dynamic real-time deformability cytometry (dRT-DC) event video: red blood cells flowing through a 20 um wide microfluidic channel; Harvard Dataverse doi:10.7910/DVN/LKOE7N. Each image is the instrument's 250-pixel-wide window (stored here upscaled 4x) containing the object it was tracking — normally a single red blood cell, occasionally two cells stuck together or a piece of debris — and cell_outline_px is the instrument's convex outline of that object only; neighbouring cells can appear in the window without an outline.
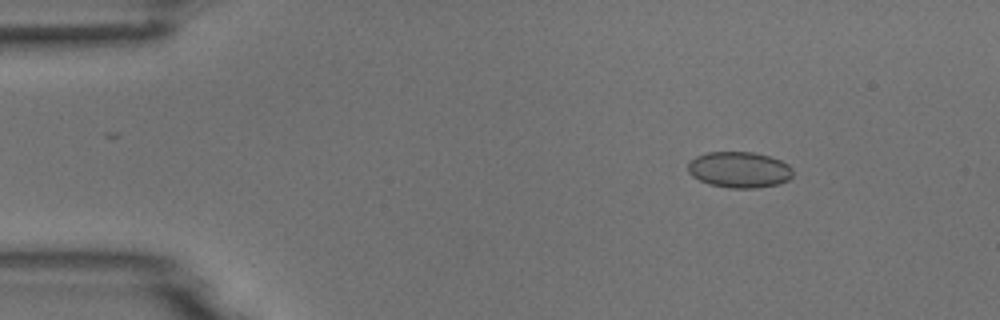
{"species": "common noctule bat (a hibernating species)", "species_latin": "Nyctalus noctula", "temperature_condition": "room temperature", "stored_images_in_passage": 5, "camera_frame_rate_fps": 3000, "um_per_image_px": 0.085, "animal": {"sex": "male", "body_mass_g": 18.8}, "frame": {"image": 1, "passage_image": 3, "time_ms": 2.333, "image_size_px": [1000, 320], "cell_outline_px": [[792, 176], [788, 180], [780, 184], [752, 188], [728, 188], [708, 184], [692, 176], [688, 172], [688, 164], [696, 156], [708, 152], [752, 152], [768, 156], [780, 160], [788, 164], [792, 168]], "centroid_in_image_um": [62.84, 14.43], "position_along_channel_um": 22.2, "area_um2": 22.02}}